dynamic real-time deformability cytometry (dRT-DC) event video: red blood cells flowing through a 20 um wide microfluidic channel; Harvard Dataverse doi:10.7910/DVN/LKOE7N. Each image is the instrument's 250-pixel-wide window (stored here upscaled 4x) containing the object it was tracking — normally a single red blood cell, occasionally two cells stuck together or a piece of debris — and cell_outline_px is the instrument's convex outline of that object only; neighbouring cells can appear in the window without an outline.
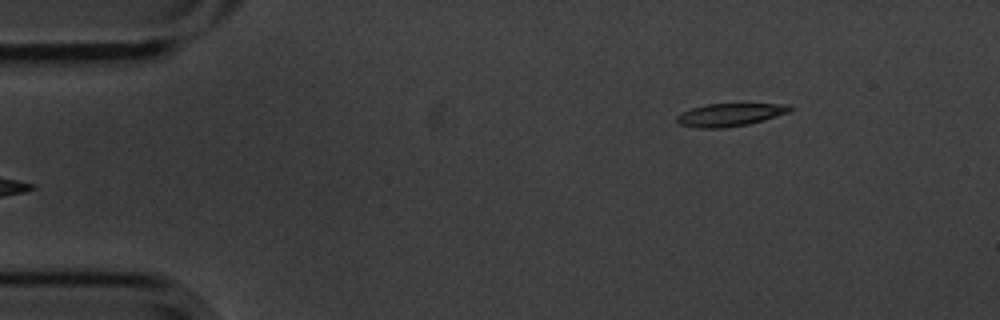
{"species": "common noctule bat (a hibernating species)", "species_latin": "Nyctalus noctula", "temperature_condition": "cold", "stored_images_in_passage": 6, "camera_frame_rate_fps": 3000, "um_per_image_px": 0.085, "animal": {"sex": "male", "body_mass_g": 20.1, "forearm_length_mm": 53.5}, "frame": {"image": 1, "passage_image": 6, "time_ms": 1.667, "image_size_px": [1000, 320], "cell_outline_px": [[792, 108], [788, 112], [748, 124], [724, 128], [696, 128], [680, 124], [676, 120], [676, 116], [680, 112], [704, 104], [788, 104]], "centroid_in_image_um": [61.96, 9.75], "position_along_channel_um": 23.0, "area_um2": 14.91}}